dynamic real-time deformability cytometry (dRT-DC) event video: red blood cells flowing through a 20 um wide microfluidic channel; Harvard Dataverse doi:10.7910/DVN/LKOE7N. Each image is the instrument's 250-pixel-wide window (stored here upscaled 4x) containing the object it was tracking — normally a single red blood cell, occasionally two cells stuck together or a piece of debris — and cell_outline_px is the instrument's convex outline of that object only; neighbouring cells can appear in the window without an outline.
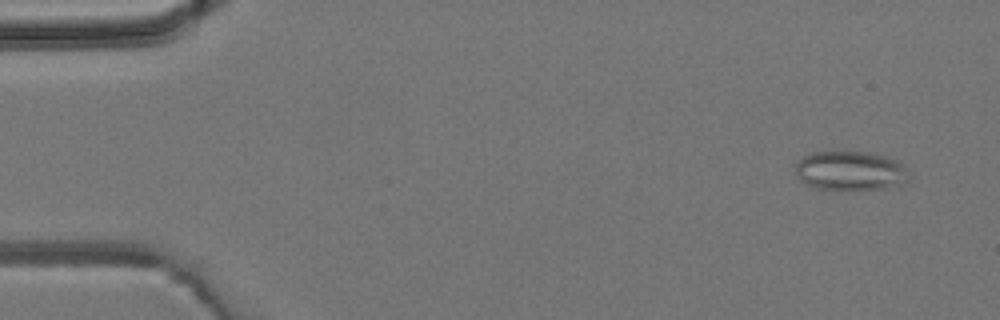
{"species": "common noctule bat (a hibernating species)", "species_latin": "Nyctalus noctula", "temperature_condition": "room temperature", "stored_images_in_passage": 5, "camera_frame_rate_fps": 3000, "um_per_image_px": 0.085, "animal": {"sex": "male", "body_mass_g": 19.2, "forearm_length_mm": 51.8}, "frame": {"image": 1, "passage_image": 5, "time_ms": 4.667, "image_size_px": [1000, 320], "cell_outline_px": [[912, 176], [904, 184], [884, 188], [816, 188], [804, 184], [796, 176], [796, 164], [804, 156], [812, 152], [872, 152], [888, 156], [900, 160], [908, 168]], "centroid_in_image_um": [72.37, 14.49], "position_along_channel_um": 12.6, "area_um2": 26.18}}